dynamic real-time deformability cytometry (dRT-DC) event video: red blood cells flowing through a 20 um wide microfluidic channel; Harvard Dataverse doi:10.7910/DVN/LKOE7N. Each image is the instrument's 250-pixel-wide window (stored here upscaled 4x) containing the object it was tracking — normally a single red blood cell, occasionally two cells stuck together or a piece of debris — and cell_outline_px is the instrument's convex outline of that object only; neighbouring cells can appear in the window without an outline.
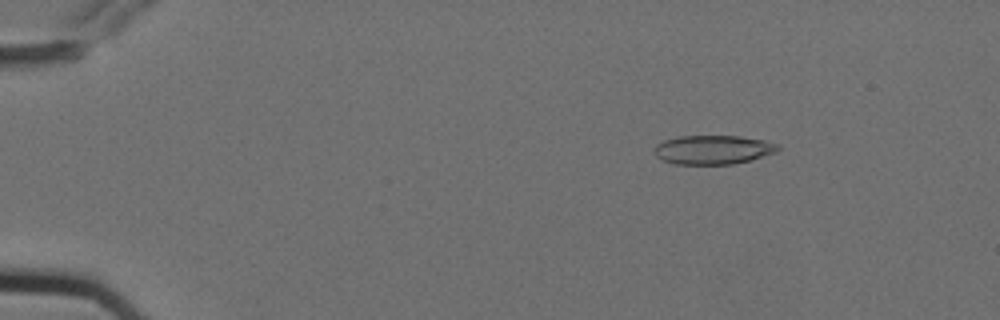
{"species": "Egyptian fruit bat (a non-hibernating species)", "species_latin": "Rousettus aegyptiacus", "temperature_condition": "cold", "stored_images_in_passage": 4, "camera_frame_rate_fps": 3000, "um_per_image_px": 0.085, "animal": {"sex": "female"}, "frame": {"image": 1, "passage_image": 2, "time_ms": 0.333, "image_size_px": [1000, 320], "cell_outline_px": [[780, 148], [776, 152], [752, 160], [732, 164], [676, 164], [664, 160], [656, 156], [652, 148], [656, 144], [664, 140], [680, 136], [740, 136], [764, 140], [780, 144]], "centroid_in_image_um": [60.62, 12.72], "position_along_channel_um": 24.4, "area_um2": 21.04}}
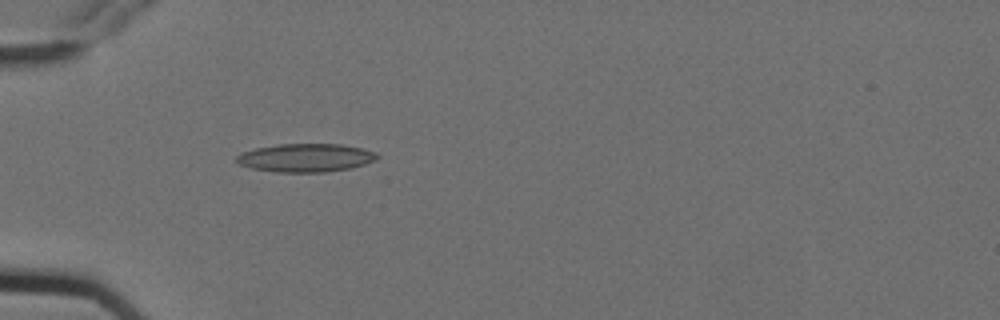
{"frame": {"image": 2, "passage_image": 4, "time_ms": 1.0, "image_size_px": [1000, 320], "cell_outline_px": [[380, 156], [376, 160], [352, 168], [324, 172], [276, 172], [252, 168], [240, 164], [236, 160], [236, 156], [240, 152], [256, 148], [280, 144], [340, 144], [360, 148], [376, 152]], "centroid_in_image_um": [25.99, 13.41], "position_along_channel_um": 59.0, "area_um2": 23.18}}